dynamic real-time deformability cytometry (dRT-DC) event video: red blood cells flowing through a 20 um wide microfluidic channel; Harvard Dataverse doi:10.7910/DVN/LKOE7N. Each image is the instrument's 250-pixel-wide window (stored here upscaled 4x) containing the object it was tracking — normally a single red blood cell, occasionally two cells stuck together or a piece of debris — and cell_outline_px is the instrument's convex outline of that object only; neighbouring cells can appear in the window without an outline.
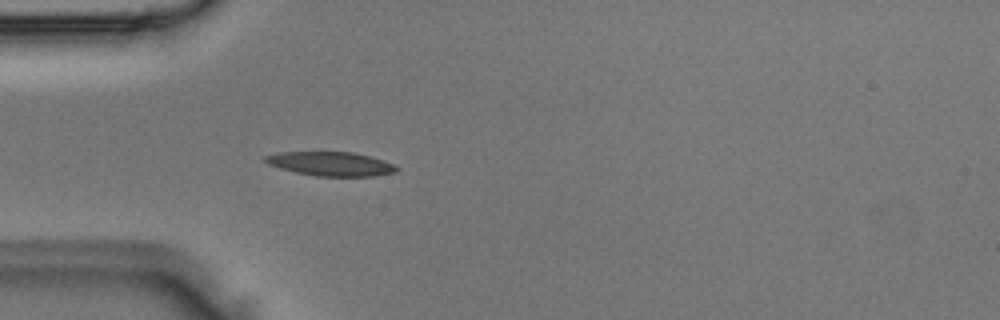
{"species": "Egyptian fruit bat (a non-hibernating species)", "species_latin": "Rousettus aegyptiacus", "temperature_condition": "room temperature", "stored_images_in_passage": 2, "camera_frame_rate_fps": 3000, "um_per_image_px": 0.085, "animal": {"sex": "male"}, "frame": {"image": 1, "passage_image": 2, "time_ms": 0.333, "image_size_px": [1000, 320], "cell_outline_px": [[400, 168], [396, 172], [376, 176], [316, 176], [296, 172], [280, 168], [268, 164], [264, 160], [264, 156], [276, 152], [352, 152], [384, 160]], "centroid_in_image_um": [28.12, 13.92], "position_along_channel_um": 56.9, "area_um2": 18.38}}